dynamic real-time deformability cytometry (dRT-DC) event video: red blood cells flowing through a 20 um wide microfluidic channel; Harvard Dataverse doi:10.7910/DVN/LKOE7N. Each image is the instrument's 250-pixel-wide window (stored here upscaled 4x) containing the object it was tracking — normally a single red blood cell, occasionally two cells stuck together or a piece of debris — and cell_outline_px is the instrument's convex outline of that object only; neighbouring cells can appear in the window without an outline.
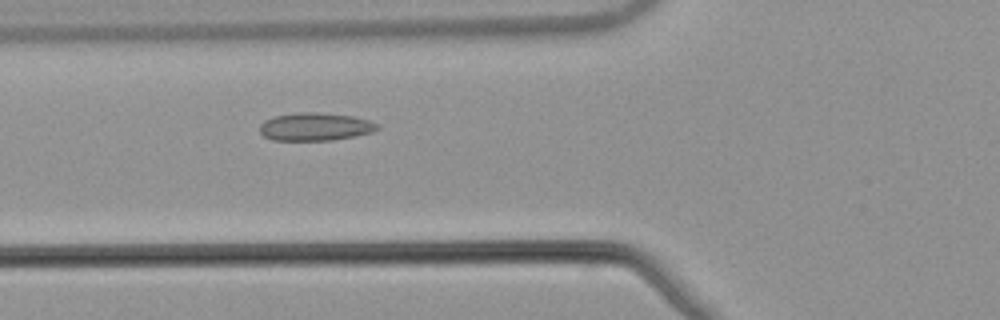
{"species": "common noctule bat (a hibernating species)", "species_latin": "Nyctalus noctula", "temperature_condition": "warm", "stored_images_in_passage": 50, "camera_frame_rate_fps": 3000, "um_per_image_px": 0.085, "animal": {"sex": "male", "body_mass_g": 21.5, "forearm_length_mm": 52.0}, "frame": {"image": 1, "passage_image": 17, "time_ms": 5.333, "image_size_px": [1000, 320], "cell_outline_px": [[380, 128], [372, 132], [356, 136], [332, 140], [272, 140], [264, 136], [260, 132], [260, 124], [264, 120], [272, 116], [300, 112], [312, 112], [352, 116], [368, 120], [376, 124]], "centroid_in_image_um": [26.76, 10.77], "position_along_channel_um": 99.0, "area_um2": 19.07}}
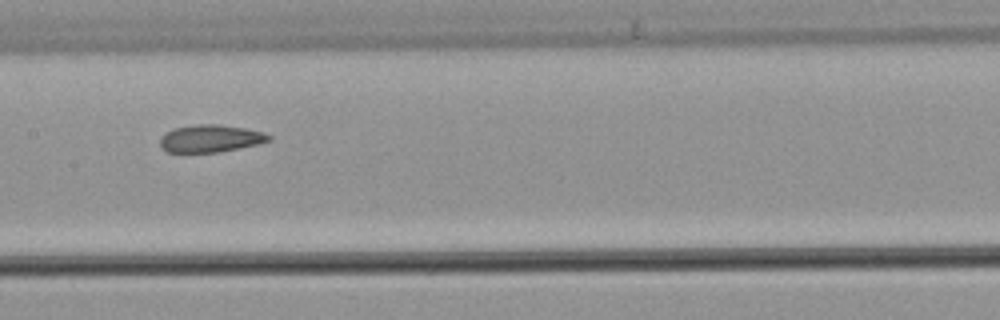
{"frame": {"image": 2, "passage_image": 24, "time_ms": 7.667, "image_size_px": [1000, 320], "cell_outline_px": [[272, 140], [256, 144], [220, 152], [168, 152], [160, 148], [160, 136], [172, 128], [196, 124], [216, 124], [244, 128], [264, 132], [272, 136]], "centroid_in_image_um": [17.86, 11.77], "position_along_channel_um": 189.5, "area_um2": 17.46}}
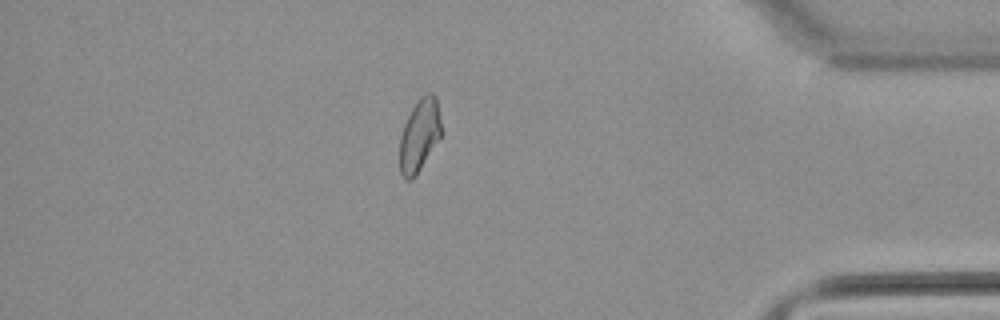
{"frame": {"image": 3, "passage_image": 43, "time_ms": 14.0, "image_size_px": [1000, 320], "cell_outline_px": [[444, 132], [416, 176], [412, 180], [404, 180], [400, 172], [400, 136], [404, 124], [416, 100], [420, 96], [428, 92], [432, 92], [436, 96]], "centroid_in_image_um": [35.68, 11.48], "position_along_channel_um": 399.5, "area_um2": 18.09}, "authors_computed_cell_mechanics": {"area_um2": 18.5827, "velocity_mm_per_s": 3.8615, "shape_relaxation_time_tau1_ms": null, "shape_relaxation_time_tau2_ms": 2.5721, "deformation_change_tau1": null, "deformation_change_tau2": 0.0749}}